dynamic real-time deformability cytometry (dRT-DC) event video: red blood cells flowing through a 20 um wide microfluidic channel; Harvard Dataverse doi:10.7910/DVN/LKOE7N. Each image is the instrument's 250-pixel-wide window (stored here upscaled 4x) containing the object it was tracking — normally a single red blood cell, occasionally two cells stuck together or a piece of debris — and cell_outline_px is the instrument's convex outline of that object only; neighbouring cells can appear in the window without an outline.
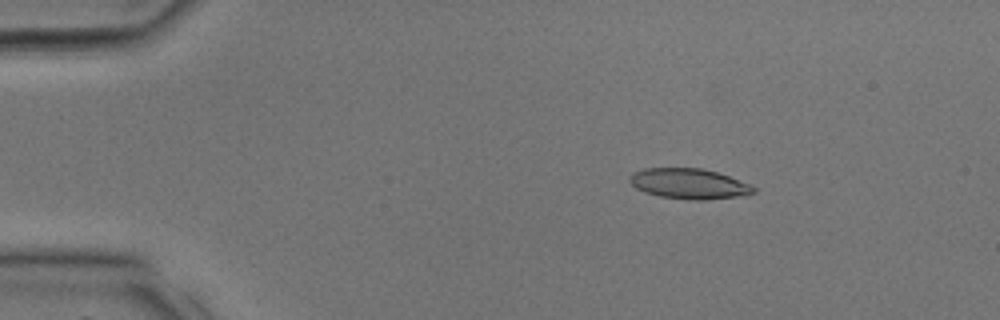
{"species": "common noctule bat (a hibernating species)", "species_latin": "Nyctalus noctula", "temperature_condition": "room temperature", "stored_images_in_passage": 23, "camera_frame_rate_fps": 3000, "um_per_image_px": 0.085, "animal": {"sex": "male", "body_mass_g": 17.9, "forearm_length_mm": 54.2}, "frame": {"image": 1, "passage_image": 5, "time_ms": 1.333, "image_size_px": [1000, 320], "cell_outline_px": [[756, 188], [752, 192], [732, 196], [664, 196], [648, 192], [632, 184], [632, 176], [636, 172], [648, 168], [700, 168], [716, 172], [728, 176]], "centroid_in_image_um": [58.53, 15.53], "position_along_channel_um": 26.5, "area_um2": 19.54}}
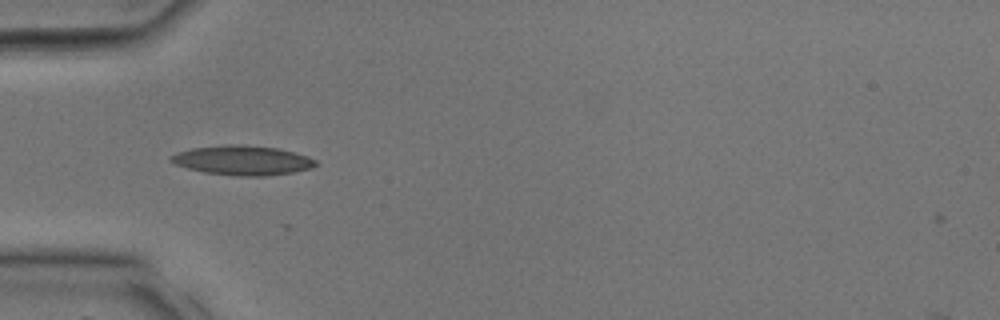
{"frame": {"image": 2, "passage_image": 10, "time_ms": 3.0, "image_size_px": [1000, 320], "cell_outline_px": [[316, 164], [308, 168], [292, 172], [208, 172], [192, 168], [180, 164], [172, 160], [172, 156], [180, 152], [196, 148], [276, 148], [292, 152], [316, 160]], "centroid_in_image_um": [20.68, 13.61], "position_along_channel_um": 64.3, "area_um2": 20.87}}
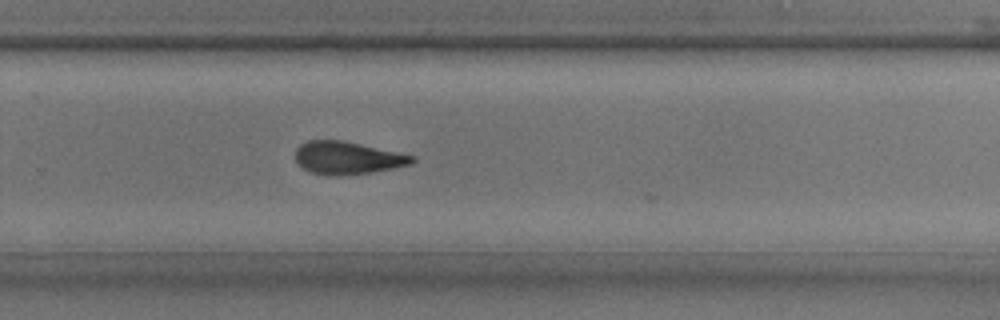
{"frame": {"image": 3, "passage_image": 21, "time_ms": 6.667, "image_size_px": [1000, 320], "cell_outline_px": [[416, 160], [408, 164], [368, 172], [316, 172], [304, 168], [296, 160], [296, 148], [300, 144], [308, 140], [336, 140], [356, 144], [412, 156]], "centroid_in_image_um": [29.46, 13.36], "position_along_channel_um": 300.3, "area_um2": 20.23}}